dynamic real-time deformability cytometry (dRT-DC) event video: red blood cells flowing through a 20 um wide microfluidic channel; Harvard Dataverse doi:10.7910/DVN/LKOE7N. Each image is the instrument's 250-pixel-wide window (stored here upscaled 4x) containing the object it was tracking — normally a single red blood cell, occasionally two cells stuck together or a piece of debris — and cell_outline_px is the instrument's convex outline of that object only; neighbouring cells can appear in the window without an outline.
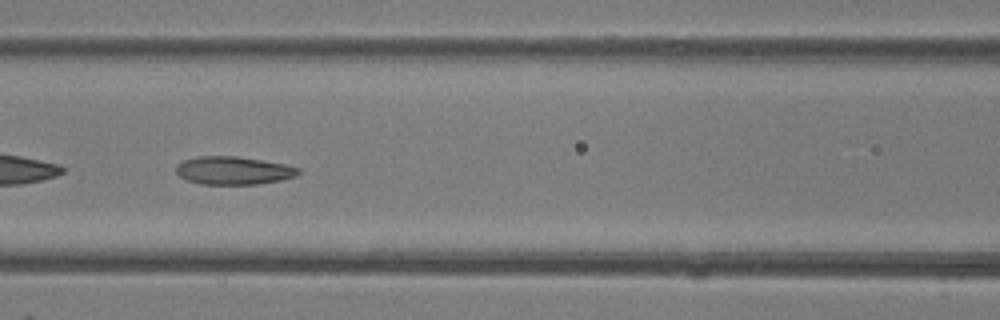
{"species": "common noctule bat (a hibernating species)", "species_latin": "Nyctalus noctula", "temperature_condition": "room temperature", "stored_images_in_passage": 48, "camera_frame_rate_fps": 3000, "um_per_image_px": 0.085, "animal": {"sex": "female"}, "frame": {"image": 1, "passage_image": 21, "time_ms": 6.667, "image_size_px": [1000, 320], "cell_outline_px": [[300, 172], [296, 176], [280, 180], [256, 184], [200, 184], [188, 180], [180, 176], [176, 172], [176, 164], [184, 160], [196, 156], [236, 156], [284, 164], [300, 168]], "centroid_in_image_um": [19.82, 14.49], "position_along_channel_um": 146.8, "area_um2": 19.88}}
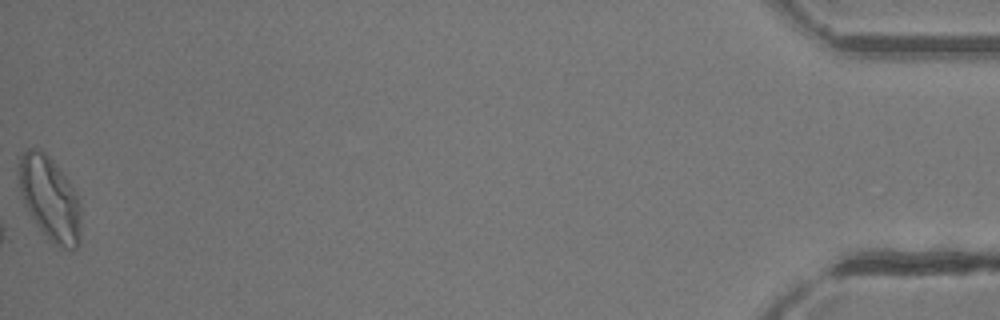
{"frame": {"image": 2, "passage_image": 48, "time_ms": 15.667, "image_size_px": [1000, 320], "cell_outline_px": [[80, 244], [72, 252], [60, 248], [36, 224], [28, 212], [24, 204], [20, 188], [20, 156], [28, 148], [40, 148], [52, 160], [68, 180], [76, 192], [80, 204]], "centroid_in_image_um": [4.27, 16.91], "position_along_channel_um": 430.9, "area_um2": 30.11}, "authors_computed_cell_mechanics": {"area_um2": 21.675, "velocity_mm_per_s": 4.3079, "shape_relaxation_time_tau1_ms": 7.2143, "shape_relaxation_time_tau2_ms": 1.9335, "deformation_change_tau1": 0.1878, "deformation_change_tau2": 0.0883}}